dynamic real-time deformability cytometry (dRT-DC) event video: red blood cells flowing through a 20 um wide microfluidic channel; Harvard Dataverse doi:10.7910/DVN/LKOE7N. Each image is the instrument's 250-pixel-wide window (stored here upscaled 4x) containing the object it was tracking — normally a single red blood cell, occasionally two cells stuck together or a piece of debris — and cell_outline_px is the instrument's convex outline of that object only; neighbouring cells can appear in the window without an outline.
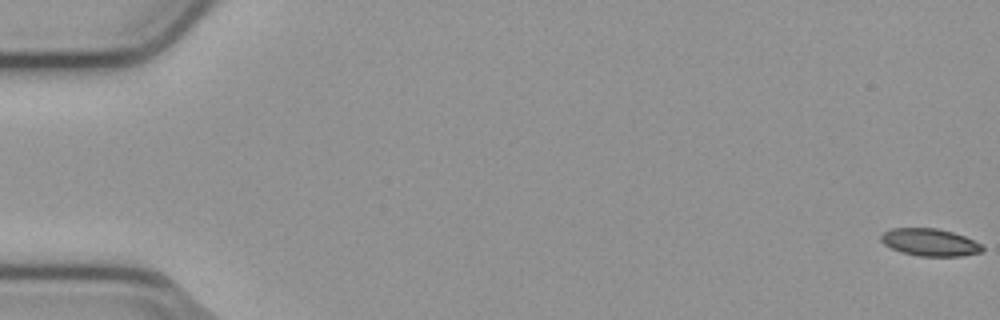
{"species": "common noctule bat (a hibernating species)", "species_latin": "Nyctalus noctula", "temperature_condition": "cold", "stored_images_in_passage": 55, "camera_frame_rate_fps": 3000, "um_per_image_px": 0.085, "animal": {"sex": "male", "body_mass_g": 23.1, "forearm_length_mm": 52.7}, "frame": {"image": 1, "passage_image": 1, "time_ms": 0.0, "image_size_px": [1000, 320], "cell_outline_px": [[984, 252], [960, 256], [920, 256], [900, 252], [884, 244], [880, 240], [880, 236], [884, 232], [892, 228], [936, 228], [952, 232], [964, 236], [980, 244], [984, 248]], "centroid_in_image_um": [79.03, 20.6], "position_along_channel_um": 6.0, "area_um2": 16.13}}
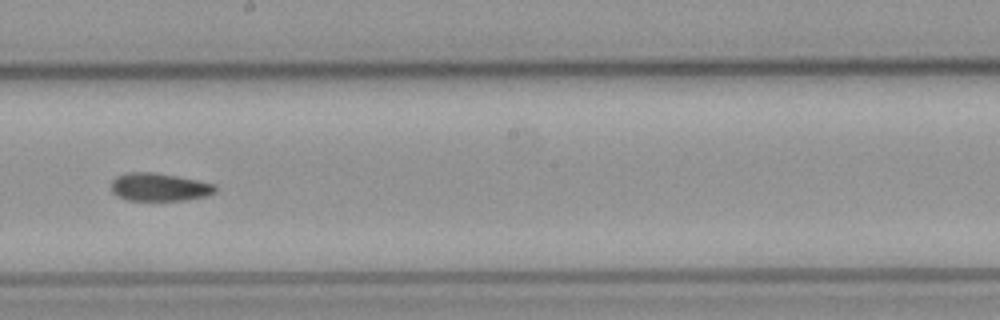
{"frame": {"image": 2, "passage_image": 32, "time_ms": 10.333, "image_size_px": [1000, 320], "cell_outline_px": [[216, 192], [208, 196], [184, 200], [128, 200], [116, 196], [112, 192], [112, 180], [116, 176], [128, 172], [156, 172], [216, 184]], "centroid_in_image_um": [13.54, 15.9], "position_along_channel_um": 234.7, "area_um2": 17.05}}
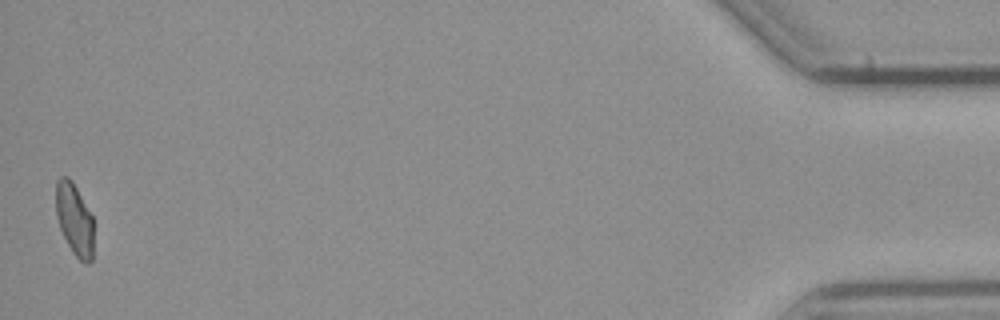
{"frame": {"image": 3, "passage_image": 55, "time_ms": 18.0, "image_size_px": [1000, 320], "cell_outline_px": [[92, 260], [88, 264], [84, 264], [72, 252], [60, 228], [56, 212], [56, 180], [60, 176], [68, 176], [72, 180], [92, 216]], "centroid_in_image_um": [6.31, 18.63], "position_along_channel_um": 428.9, "area_um2": 15.66}, "authors_computed_cell_mechanics": {"area_um2": 16.8776, "velocity_mm_per_s": 3.7983, "shape_relaxation_time_tau1_ms": null, "shape_relaxation_time_tau2_ms": 5.7358, "deformation_change_tau1": null, "deformation_change_tau2": 0.1099}}